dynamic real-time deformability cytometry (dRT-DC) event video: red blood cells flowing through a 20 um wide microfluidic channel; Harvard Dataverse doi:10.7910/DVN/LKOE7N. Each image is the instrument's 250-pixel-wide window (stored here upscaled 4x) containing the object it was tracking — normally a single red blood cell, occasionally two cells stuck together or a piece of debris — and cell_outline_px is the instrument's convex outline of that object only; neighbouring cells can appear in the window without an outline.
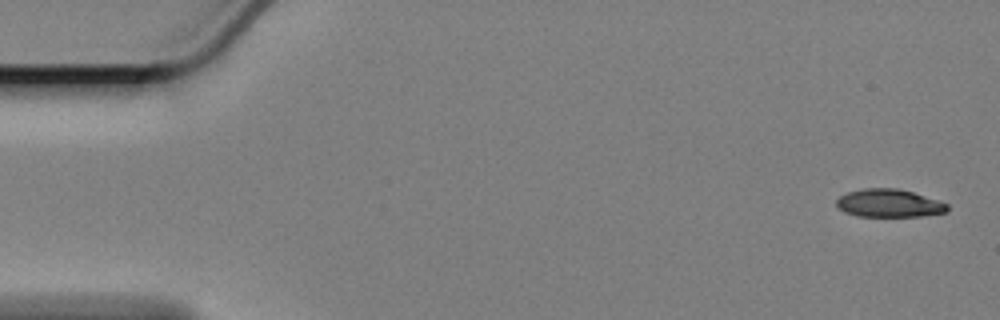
{"species": "Egyptian fruit bat (a non-hibernating species)", "species_latin": "Rousettus aegyptiacus", "temperature_condition": "cold", "stored_images_in_passage": 17, "camera_frame_rate_fps": 3000, "um_per_image_px": 0.085, "animal": {"sex": "female"}, "frame": {"image": 1, "passage_image": 1, "time_ms": 0.0, "image_size_px": [1000, 320], "cell_outline_px": [[948, 212], [920, 216], [856, 216], [844, 212], [836, 204], [836, 200], [840, 196], [848, 192], [864, 188], [896, 188], [912, 192], [940, 200], [948, 204]], "centroid_in_image_um": [75.59, 17.27], "position_along_channel_um": 9.4, "area_um2": 18.09}}
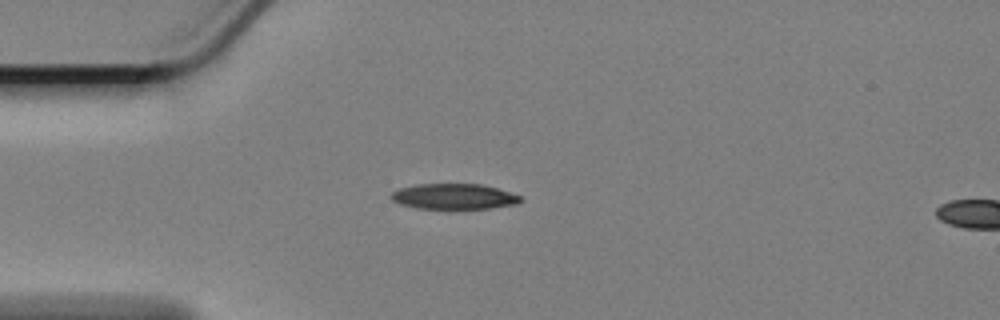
{"frame": {"image": 2, "passage_image": 14, "time_ms": 4.333, "image_size_px": [1000, 320], "cell_outline_px": [[524, 200], [516, 204], [492, 208], [416, 208], [400, 204], [392, 200], [388, 196], [392, 192], [400, 188], [420, 184], [480, 184], [496, 188], [520, 196]], "centroid_in_image_um": [38.56, 16.7], "position_along_channel_um": 46.4, "area_um2": 19.07}}